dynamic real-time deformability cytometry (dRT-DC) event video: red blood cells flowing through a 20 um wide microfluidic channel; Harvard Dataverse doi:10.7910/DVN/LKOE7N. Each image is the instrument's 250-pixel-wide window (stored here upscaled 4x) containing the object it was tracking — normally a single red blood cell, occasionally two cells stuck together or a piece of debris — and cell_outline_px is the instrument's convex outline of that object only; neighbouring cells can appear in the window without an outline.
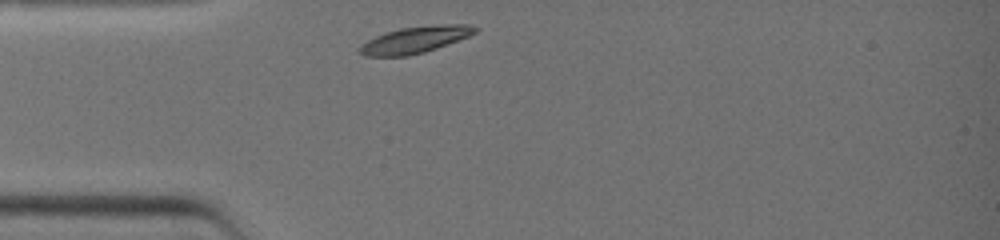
{"species": "common noctule bat (a hibernating species)", "species_latin": "Nyctalus noctula", "temperature_condition": "warm", "stored_images_in_passage": 24, "camera_frame_rate_fps": 3000, "um_per_image_px": 0.085, "animal": {"sex": "female", "body_mass_g": 19.0, "forearm_length_mm": 51.5}, "frame": {"image": 1, "passage_image": 1, "time_ms": 0.0, "image_size_px": [1000, 240], "cell_outline_px": [[480, 28], [476, 32], [468, 36], [436, 48], [424, 52], [408, 56], [364, 56], [356, 52], [356, 48], [360, 44], [384, 32], [400, 28], [448, 24], [468, 24]], "centroid_in_image_um": [35.21, 3.39], "position_along_channel_um": 49.8, "area_um2": 17.92}}
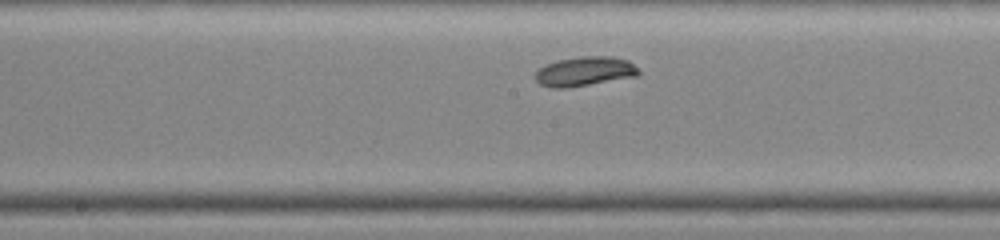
{"frame": {"image": 2, "passage_image": 11, "time_ms": 3.333, "image_size_px": [1000, 240], "cell_outline_px": [[640, 72], [636, 76], [564, 88], [548, 88], [540, 84], [532, 76], [544, 64], [556, 60], [580, 56], [612, 56], [628, 60]], "centroid_in_image_um": [49.62, 6.05], "position_along_channel_um": 198.6, "area_um2": 17.69}}
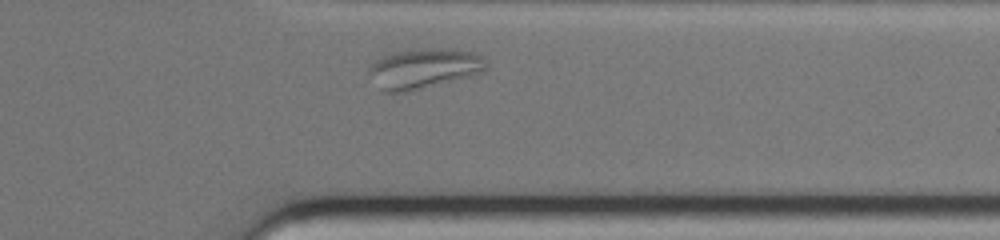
{"frame": {"image": 3, "passage_image": 22, "time_ms": 7.0, "image_size_px": [1000, 240], "cell_outline_px": [[488, 68], [484, 72], [404, 92], [384, 92], [380, 88], [368, 72], [368, 68], [376, 60], [392, 52], [420, 48], [456, 48], [472, 52], [484, 56], [488, 60]], "centroid_in_image_um": [36.09, 5.78], "position_along_channel_um": 375.3, "area_um2": 27.34}}